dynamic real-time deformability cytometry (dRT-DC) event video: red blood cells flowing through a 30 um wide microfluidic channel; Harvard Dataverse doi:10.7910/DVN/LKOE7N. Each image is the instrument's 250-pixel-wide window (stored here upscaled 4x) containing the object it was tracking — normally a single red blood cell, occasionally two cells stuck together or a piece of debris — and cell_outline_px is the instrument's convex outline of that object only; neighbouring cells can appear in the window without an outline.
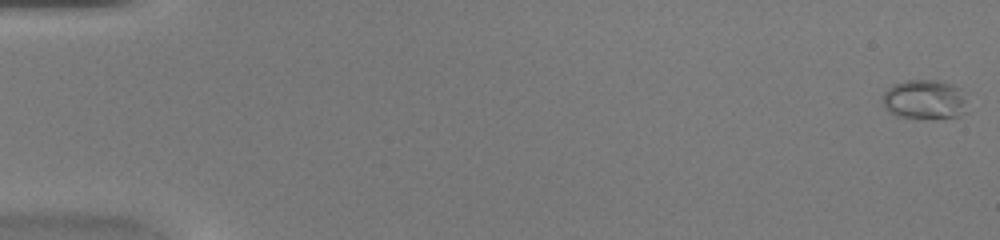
{"species": "common noctule bat (a hibernating species)", "species_latin": "Nyctalus noctula", "temperature_condition": "warm", "stored_images_in_passage": 49, "camera_frame_rate_fps": 3000, "um_per_image_px": 0.085, "animal": {"sex": "female", "body_mass_g": 20.0, "forearm_length_mm": 54.0}, "frame": {"image": 1, "passage_image": 1, "time_ms": 0.0, "image_size_px": [1000, 240], "cell_outline_px": [[968, 112], [960, 116], [896, 116], [884, 108], [880, 100], [884, 92], [892, 84], [904, 80], [936, 80], [952, 84], [960, 88]], "centroid_in_image_um": [78.54, 8.42], "position_along_channel_um": 6.5, "area_um2": 19.25}}
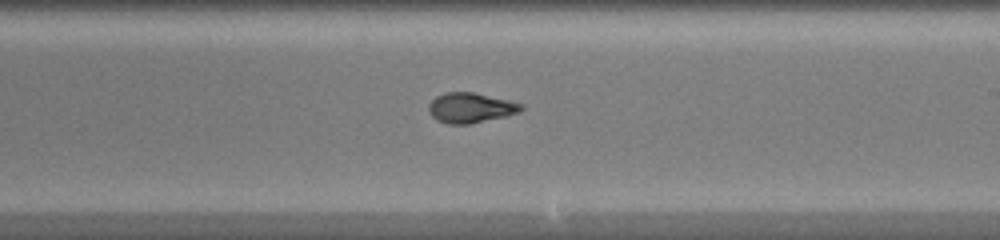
{"frame": {"image": 2, "passage_image": 30, "time_ms": 9.667, "image_size_px": [1000, 240], "cell_outline_px": [[524, 108], [520, 112], [504, 116], [468, 124], [448, 124], [436, 120], [428, 112], [428, 104], [436, 96], [444, 92], [472, 92], [508, 100], [524, 104]], "centroid_in_image_um": [39.97, 9.16], "position_along_channel_um": 249.0, "area_um2": 16.18}}
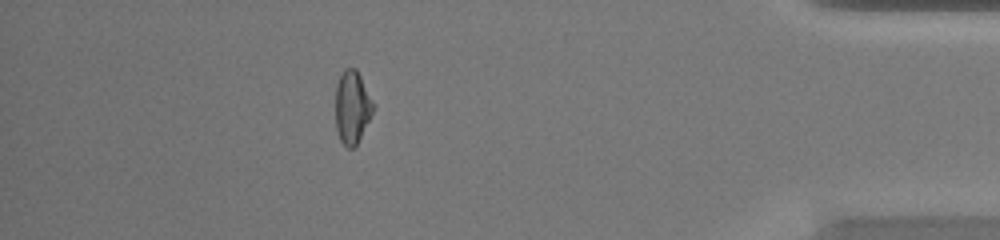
{"frame": {"image": 3, "passage_image": 44, "time_ms": 14.333, "image_size_px": [1000, 240], "cell_outline_px": [[372, 112], [356, 144], [352, 148], [348, 148], [340, 140], [336, 128], [336, 84], [344, 68], [356, 68], [372, 100]], "centroid_in_image_um": [29.9, 9.08], "position_along_channel_um": 405.3, "area_um2": 15.49}, "authors_computed_cell_mechanics": {"area_um2": 16.5886, "velocity_mm_per_s": 4.2915, "shape_relaxation_time_tau1_ms": 9.8534, "shape_relaxation_time_tau2_ms": 0.9983, "deformation_change_tau1": 0.2988, "deformation_change_tau2": 0.0543}}